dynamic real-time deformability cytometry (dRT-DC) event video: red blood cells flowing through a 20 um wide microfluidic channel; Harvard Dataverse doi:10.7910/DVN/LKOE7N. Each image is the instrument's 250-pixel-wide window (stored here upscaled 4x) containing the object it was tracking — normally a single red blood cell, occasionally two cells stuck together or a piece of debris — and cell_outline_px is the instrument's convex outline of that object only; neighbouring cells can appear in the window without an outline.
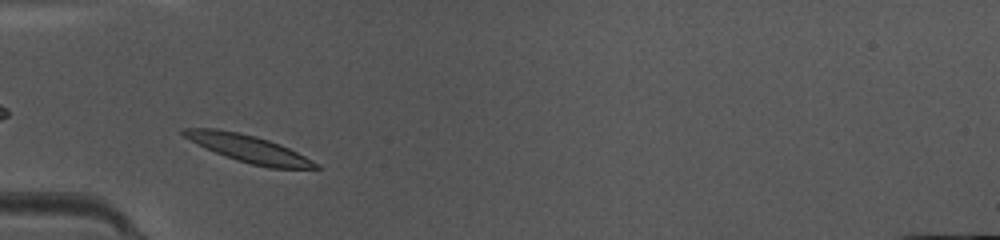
{"species": "common noctule bat (a hibernating species)", "species_latin": "Nyctalus noctula", "temperature_condition": "warm", "stored_images_in_passage": 34, "camera_frame_rate_fps": 3000, "um_per_image_px": 0.085, "animal": {"sex": "female", "body_mass_g": 10.0, "forearm_length_mm": 53.1}, "frame": {"image": 1, "passage_image": 2, "time_ms": 0.333, "image_size_px": [1000, 240], "cell_outline_px": [[320, 168], [268, 168], [236, 160], [216, 152], [184, 136], [180, 132], [180, 128], [216, 128], [240, 132], [256, 136], [280, 144], [320, 164]], "centroid_in_image_um": [21.14, 12.62], "position_along_channel_um": 63.9, "area_um2": 20.63}}
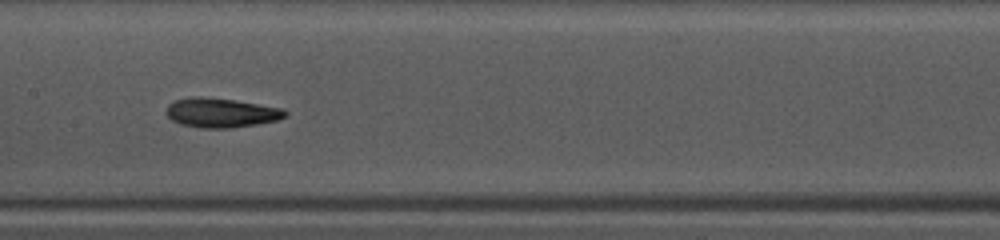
{"frame": {"image": 2, "passage_image": 11, "time_ms": 3.333, "image_size_px": [1000, 240], "cell_outline_px": [[288, 112], [284, 116], [276, 120], [260, 124], [232, 128], [200, 128], [180, 124], [172, 120], [164, 112], [168, 104], [172, 100], [188, 96], [200, 96], [236, 100], [284, 108]], "centroid_in_image_um": [18.75, 9.57], "position_along_channel_um": 188.7, "area_um2": 20.81}}
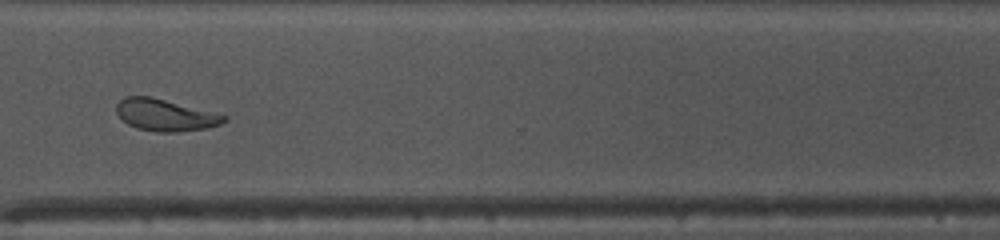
{"frame": {"image": 3, "passage_image": 23, "time_ms": 7.333, "image_size_px": [1000, 240], "cell_outline_px": [[228, 120], [220, 124], [208, 128], [180, 132], [156, 132], [136, 128], [128, 124], [116, 112], [116, 104], [124, 96], [148, 96], [228, 116]], "centroid_in_image_um": [14.03, 9.79], "position_along_channel_um": 356.6, "area_um2": 19.77}, "authors_computed_cell_mechanics": {"area_um2": 20.0855, "velocity_mm_per_s": 4.2113, "shape_relaxation_time_tau1_ms": 3.7054, "shape_relaxation_time_tau2_ms": 1.4174, "deformation_change_tau1": 0.1558, "deformation_change_tau2": 0.0855}}